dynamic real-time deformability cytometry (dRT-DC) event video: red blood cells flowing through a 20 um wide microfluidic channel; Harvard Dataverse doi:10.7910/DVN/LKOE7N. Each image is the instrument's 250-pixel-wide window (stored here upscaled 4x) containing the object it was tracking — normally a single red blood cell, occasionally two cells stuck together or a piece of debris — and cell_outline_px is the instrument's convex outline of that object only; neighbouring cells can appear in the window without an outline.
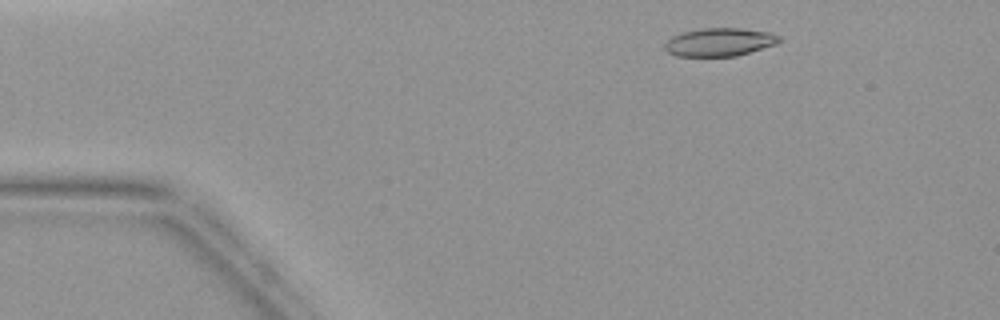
{"species": "common noctule bat (a hibernating species)", "species_latin": "Nyctalus noctula", "temperature_condition": "warm", "stored_images_in_passage": 5, "camera_frame_rate_fps": 3000, "um_per_image_px": 0.085, "animal": {"sex": "female", "body_mass_g": 19.9}, "frame": {"image": 1, "passage_image": 2, "time_ms": 1.0, "image_size_px": [1000, 320], "cell_outline_px": [[780, 40], [776, 44], [736, 56], [676, 56], [668, 52], [664, 48], [664, 44], [672, 36], [684, 32], [704, 28], [744, 28], [768, 32], [780, 36]], "centroid_in_image_um": [61.15, 3.58], "position_along_channel_um": 23.8, "area_um2": 18.67}}
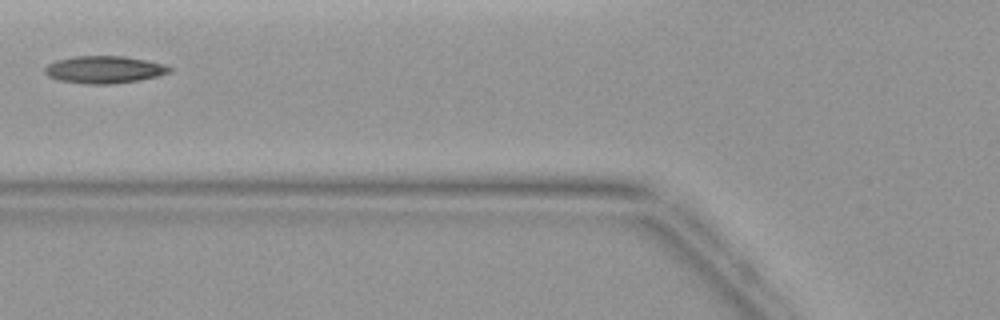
{"frame": {"image": 2, "passage_image": 5, "time_ms": 4.667, "image_size_px": [1000, 320], "cell_outline_px": [[172, 72], [140, 80], [112, 84], [88, 84], [60, 80], [48, 76], [44, 72], [44, 68], [48, 64], [56, 60], [76, 56], [124, 56], [148, 60], [164, 64], [172, 68]], "centroid_in_image_um": [8.88, 5.91], "position_along_channel_um": 116.9, "area_um2": 19.88}}